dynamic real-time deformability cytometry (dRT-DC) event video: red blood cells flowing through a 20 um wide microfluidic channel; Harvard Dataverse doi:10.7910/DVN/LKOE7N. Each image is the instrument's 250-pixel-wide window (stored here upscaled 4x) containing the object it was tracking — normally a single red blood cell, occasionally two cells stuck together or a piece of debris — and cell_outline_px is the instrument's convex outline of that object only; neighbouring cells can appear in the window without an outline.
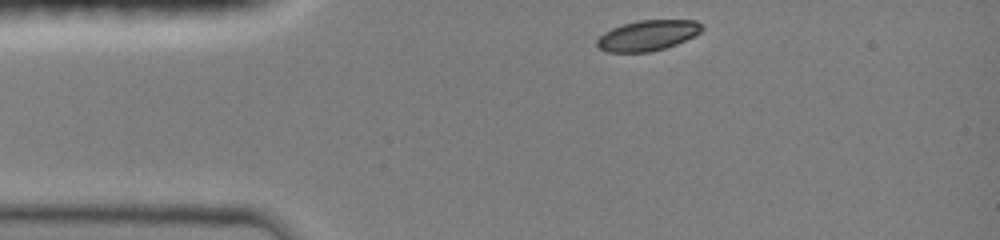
{"species": "common noctule bat (a hibernating species)", "species_latin": "Nyctalus noctula", "temperature_condition": "room temperature", "stored_images_in_passage": 34, "camera_frame_rate_fps": 3000, "um_per_image_px": 0.085, "animal": {"sex": "female", "body_mass_g": 19.0, "forearm_length_mm": 51.5}, "frame": {"image": 1, "passage_image": 1, "time_ms": 0.0, "image_size_px": [1000, 240], "cell_outline_px": [[704, 28], [700, 32], [676, 44], [664, 48], [648, 52], [608, 52], [600, 48], [596, 44], [596, 40], [604, 32], [612, 28], [624, 24], [640, 20], [696, 20]], "centroid_in_image_um": [55.03, 3.01], "position_along_channel_um": 30.0, "area_um2": 18.38}}
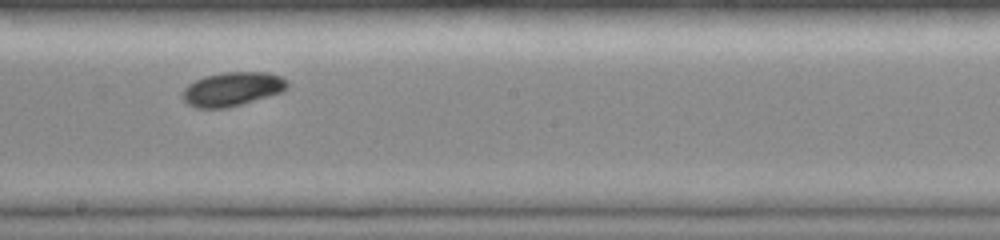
{"frame": {"image": 2, "passage_image": 19, "time_ms": 6.0, "image_size_px": [1000, 240], "cell_outline_px": [[288, 88], [280, 92], [240, 104], [224, 108], [196, 108], [188, 104], [180, 96], [184, 88], [188, 84], [204, 76], [224, 72], [268, 72], [280, 76], [288, 80]], "centroid_in_image_um": [19.71, 7.56], "position_along_channel_um": 228.5, "area_um2": 20.63}}
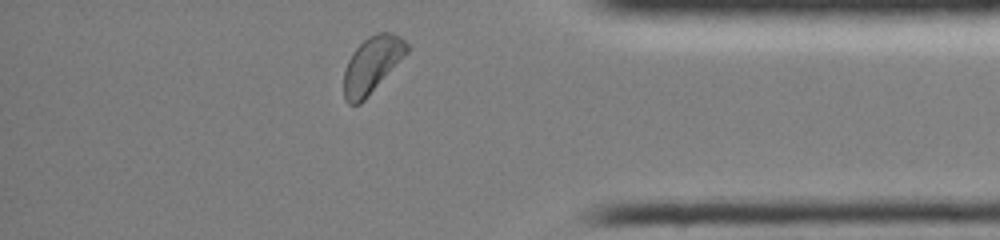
{"frame": {"image": 3, "passage_image": 33, "time_ms": 10.667, "image_size_px": [1000, 240], "cell_outline_px": [[408, 52], [364, 100], [360, 104], [348, 104], [344, 100], [344, 72], [348, 60], [352, 52], [368, 36], [376, 32], [392, 32], [400, 36], [408, 44]], "centroid_in_image_um": [31.61, 5.49], "position_along_channel_um": 403.6, "area_um2": 20.52}, "authors_computed_cell_mechanics": {"area_um2": 20.4323, "velocity_mm_per_s": 3.9813, "shape_relaxation_time_tau1_ms": 1.916, "shape_relaxation_time_tau2_ms": null, "deformation_change_tau1": 0.087, "deformation_change_tau2": null}}